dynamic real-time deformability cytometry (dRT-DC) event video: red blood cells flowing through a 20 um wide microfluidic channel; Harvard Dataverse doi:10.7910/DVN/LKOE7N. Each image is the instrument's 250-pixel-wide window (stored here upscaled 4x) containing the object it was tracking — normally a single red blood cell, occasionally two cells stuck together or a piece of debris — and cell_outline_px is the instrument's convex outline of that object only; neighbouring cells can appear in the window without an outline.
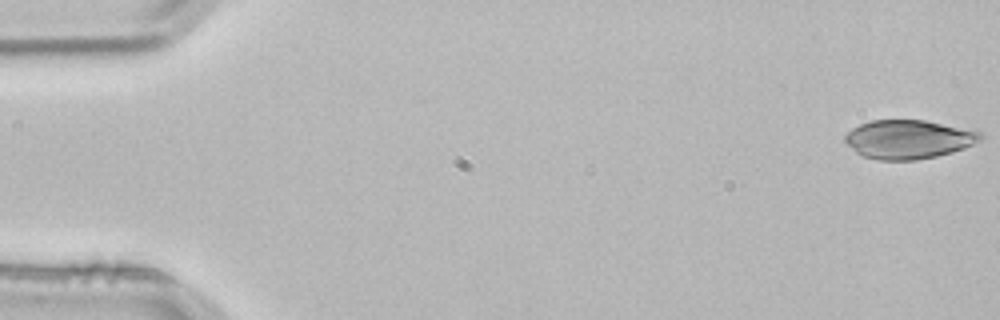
{"species": "common noctule bat (a hibernating species)", "species_latin": "Nyctalus noctula", "temperature_condition": "room temperature", "stored_images_in_passage": 3, "camera_frame_rate_fps": 3000, "um_per_image_px": 0.085, "animal": {"sex": "male", "body_mass_g": 21.5, "forearm_length_mm": 52.0}, "frame": {"image": 1, "passage_image": 3, "time_ms": 0.667, "image_size_px": [1000, 320], "cell_outline_px": [[984, 140], [964, 148], [952, 152], [936, 156], [916, 160], [876, 160], [860, 156], [844, 140], [844, 136], [852, 128], [860, 124], [872, 120], [924, 120], [984, 132]], "centroid_in_image_um": [77.25, 11.85], "position_along_channel_um": 7.8, "area_um2": 30.87}}